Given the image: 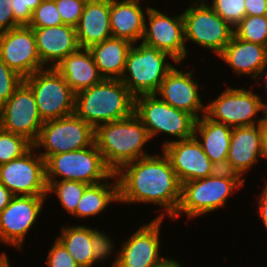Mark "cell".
I'll return each mask as SVG.
<instances>
[{
    "label": "cell",
    "instance_id": "1",
    "mask_svg": "<svg viewBox=\"0 0 267 267\" xmlns=\"http://www.w3.org/2000/svg\"><path fill=\"white\" fill-rule=\"evenodd\" d=\"M115 174L118 180V203H151L160 206L163 212L156 218H165V215L172 218L175 215L181 200L182 184L163 151L162 154L158 152L129 162Z\"/></svg>",
    "mask_w": 267,
    "mask_h": 267
},
{
    "label": "cell",
    "instance_id": "2",
    "mask_svg": "<svg viewBox=\"0 0 267 267\" xmlns=\"http://www.w3.org/2000/svg\"><path fill=\"white\" fill-rule=\"evenodd\" d=\"M94 139L106 165L114 173L129 162L152 155L143 149L151 138L135 113L98 126Z\"/></svg>",
    "mask_w": 267,
    "mask_h": 267
},
{
    "label": "cell",
    "instance_id": "3",
    "mask_svg": "<svg viewBox=\"0 0 267 267\" xmlns=\"http://www.w3.org/2000/svg\"><path fill=\"white\" fill-rule=\"evenodd\" d=\"M134 108L135 97L119 79H103L75 94L74 113L94 130L102 124L131 116Z\"/></svg>",
    "mask_w": 267,
    "mask_h": 267
},
{
    "label": "cell",
    "instance_id": "4",
    "mask_svg": "<svg viewBox=\"0 0 267 267\" xmlns=\"http://www.w3.org/2000/svg\"><path fill=\"white\" fill-rule=\"evenodd\" d=\"M244 182L239 175L219 169L211 176L183 183L180 204L171 219L175 221L183 213L193 219L225 207L230 195L244 187Z\"/></svg>",
    "mask_w": 267,
    "mask_h": 267
},
{
    "label": "cell",
    "instance_id": "5",
    "mask_svg": "<svg viewBox=\"0 0 267 267\" xmlns=\"http://www.w3.org/2000/svg\"><path fill=\"white\" fill-rule=\"evenodd\" d=\"M140 42L130 48L120 79L134 97L157 93L166 75L174 68L169 58L176 65L181 64L170 54Z\"/></svg>",
    "mask_w": 267,
    "mask_h": 267
},
{
    "label": "cell",
    "instance_id": "6",
    "mask_svg": "<svg viewBox=\"0 0 267 267\" xmlns=\"http://www.w3.org/2000/svg\"><path fill=\"white\" fill-rule=\"evenodd\" d=\"M46 180H74L97 184L115 180V173L106 165L95 142L79 150L50 156L45 161Z\"/></svg>",
    "mask_w": 267,
    "mask_h": 267
},
{
    "label": "cell",
    "instance_id": "7",
    "mask_svg": "<svg viewBox=\"0 0 267 267\" xmlns=\"http://www.w3.org/2000/svg\"><path fill=\"white\" fill-rule=\"evenodd\" d=\"M134 113L140 118L153 140L160 133L178 141L194 136L196 118L162 101L156 94L135 97Z\"/></svg>",
    "mask_w": 267,
    "mask_h": 267
},
{
    "label": "cell",
    "instance_id": "8",
    "mask_svg": "<svg viewBox=\"0 0 267 267\" xmlns=\"http://www.w3.org/2000/svg\"><path fill=\"white\" fill-rule=\"evenodd\" d=\"M190 1L182 12L185 43H195L218 56L230 43L233 27L208 5L209 0Z\"/></svg>",
    "mask_w": 267,
    "mask_h": 267
},
{
    "label": "cell",
    "instance_id": "9",
    "mask_svg": "<svg viewBox=\"0 0 267 267\" xmlns=\"http://www.w3.org/2000/svg\"><path fill=\"white\" fill-rule=\"evenodd\" d=\"M259 112H263V117L257 116ZM205 115L231 128L258 125L267 116V106L262 97L253 90L228 86L214 101L206 105Z\"/></svg>",
    "mask_w": 267,
    "mask_h": 267
},
{
    "label": "cell",
    "instance_id": "10",
    "mask_svg": "<svg viewBox=\"0 0 267 267\" xmlns=\"http://www.w3.org/2000/svg\"><path fill=\"white\" fill-rule=\"evenodd\" d=\"M95 130L75 113L44 121L33 147L46 161L50 156L91 146Z\"/></svg>",
    "mask_w": 267,
    "mask_h": 267
},
{
    "label": "cell",
    "instance_id": "11",
    "mask_svg": "<svg viewBox=\"0 0 267 267\" xmlns=\"http://www.w3.org/2000/svg\"><path fill=\"white\" fill-rule=\"evenodd\" d=\"M34 93L37 109L43 121L71 115L75 111V93L62 75L46 67L24 78Z\"/></svg>",
    "mask_w": 267,
    "mask_h": 267
},
{
    "label": "cell",
    "instance_id": "12",
    "mask_svg": "<svg viewBox=\"0 0 267 267\" xmlns=\"http://www.w3.org/2000/svg\"><path fill=\"white\" fill-rule=\"evenodd\" d=\"M0 184L14 196H47L44 158L32 147L23 156L0 165Z\"/></svg>",
    "mask_w": 267,
    "mask_h": 267
},
{
    "label": "cell",
    "instance_id": "13",
    "mask_svg": "<svg viewBox=\"0 0 267 267\" xmlns=\"http://www.w3.org/2000/svg\"><path fill=\"white\" fill-rule=\"evenodd\" d=\"M44 121L39 115L31 88L23 81L13 95L0 107V127L26 137L34 143Z\"/></svg>",
    "mask_w": 267,
    "mask_h": 267
},
{
    "label": "cell",
    "instance_id": "14",
    "mask_svg": "<svg viewBox=\"0 0 267 267\" xmlns=\"http://www.w3.org/2000/svg\"><path fill=\"white\" fill-rule=\"evenodd\" d=\"M47 196H14L0 212V243L22 250L23 242L43 210Z\"/></svg>",
    "mask_w": 267,
    "mask_h": 267
},
{
    "label": "cell",
    "instance_id": "15",
    "mask_svg": "<svg viewBox=\"0 0 267 267\" xmlns=\"http://www.w3.org/2000/svg\"><path fill=\"white\" fill-rule=\"evenodd\" d=\"M141 41L170 54L178 63H183L182 61L188 57L182 13L170 17L158 9L149 7Z\"/></svg>",
    "mask_w": 267,
    "mask_h": 267
},
{
    "label": "cell",
    "instance_id": "16",
    "mask_svg": "<svg viewBox=\"0 0 267 267\" xmlns=\"http://www.w3.org/2000/svg\"><path fill=\"white\" fill-rule=\"evenodd\" d=\"M164 218H154L131 234L121 245L110 267H154L164 256L160 255V229Z\"/></svg>",
    "mask_w": 267,
    "mask_h": 267
},
{
    "label": "cell",
    "instance_id": "17",
    "mask_svg": "<svg viewBox=\"0 0 267 267\" xmlns=\"http://www.w3.org/2000/svg\"><path fill=\"white\" fill-rule=\"evenodd\" d=\"M0 59L22 78L46 68L41 63L34 32L28 25L0 33Z\"/></svg>",
    "mask_w": 267,
    "mask_h": 267
},
{
    "label": "cell",
    "instance_id": "18",
    "mask_svg": "<svg viewBox=\"0 0 267 267\" xmlns=\"http://www.w3.org/2000/svg\"><path fill=\"white\" fill-rule=\"evenodd\" d=\"M161 147L181 184L203 179L219 170L204 153L201 144L194 136L180 141L166 140Z\"/></svg>",
    "mask_w": 267,
    "mask_h": 267
},
{
    "label": "cell",
    "instance_id": "19",
    "mask_svg": "<svg viewBox=\"0 0 267 267\" xmlns=\"http://www.w3.org/2000/svg\"><path fill=\"white\" fill-rule=\"evenodd\" d=\"M192 73L191 69L183 72L177 66L174 67L162 81L156 95H160L159 98L172 107L199 119L205 114L206 105L200 97L198 79H193Z\"/></svg>",
    "mask_w": 267,
    "mask_h": 267
},
{
    "label": "cell",
    "instance_id": "20",
    "mask_svg": "<svg viewBox=\"0 0 267 267\" xmlns=\"http://www.w3.org/2000/svg\"><path fill=\"white\" fill-rule=\"evenodd\" d=\"M262 157L260 124L232 128L226 171L244 179L248 170Z\"/></svg>",
    "mask_w": 267,
    "mask_h": 267
},
{
    "label": "cell",
    "instance_id": "21",
    "mask_svg": "<svg viewBox=\"0 0 267 267\" xmlns=\"http://www.w3.org/2000/svg\"><path fill=\"white\" fill-rule=\"evenodd\" d=\"M32 30L41 63L45 67L55 68L63 59L80 48L76 28L73 26L62 24Z\"/></svg>",
    "mask_w": 267,
    "mask_h": 267
},
{
    "label": "cell",
    "instance_id": "22",
    "mask_svg": "<svg viewBox=\"0 0 267 267\" xmlns=\"http://www.w3.org/2000/svg\"><path fill=\"white\" fill-rule=\"evenodd\" d=\"M218 58L228 64L237 77L251 76L256 81L267 65V46L241 40L233 35Z\"/></svg>",
    "mask_w": 267,
    "mask_h": 267
},
{
    "label": "cell",
    "instance_id": "23",
    "mask_svg": "<svg viewBox=\"0 0 267 267\" xmlns=\"http://www.w3.org/2000/svg\"><path fill=\"white\" fill-rule=\"evenodd\" d=\"M142 0H110V27L112 37L124 39L132 44L143 38L145 16Z\"/></svg>",
    "mask_w": 267,
    "mask_h": 267
},
{
    "label": "cell",
    "instance_id": "24",
    "mask_svg": "<svg viewBox=\"0 0 267 267\" xmlns=\"http://www.w3.org/2000/svg\"><path fill=\"white\" fill-rule=\"evenodd\" d=\"M75 28L80 48L88 49L111 38L110 0H87Z\"/></svg>",
    "mask_w": 267,
    "mask_h": 267
},
{
    "label": "cell",
    "instance_id": "25",
    "mask_svg": "<svg viewBox=\"0 0 267 267\" xmlns=\"http://www.w3.org/2000/svg\"><path fill=\"white\" fill-rule=\"evenodd\" d=\"M232 128L209 119L205 114L196 120L194 137L218 169L226 170Z\"/></svg>",
    "mask_w": 267,
    "mask_h": 267
},
{
    "label": "cell",
    "instance_id": "26",
    "mask_svg": "<svg viewBox=\"0 0 267 267\" xmlns=\"http://www.w3.org/2000/svg\"><path fill=\"white\" fill-rule=\"evenodd\" d=\"M55 69L62 75L75 94L100 83L104 79L87 48H79L76 52L68 55Z\"/></svg>",
    "mask_w": 267,
    "mask_h": 267
},
{
    "label": "cell",
    "instance_id": "27",
    "mask_svg": "<svg viewBox=\"0 0 267 267\" xmlns=\"http://www.w3.org/2000/svg\"><path fill=\"white\" fill-rule=\"evenodd\" d=\"M132 43L111 37L88 48L104 79H121Z\"/></svg>",
    "mask_w": 267,
    "mask_h": 267
},
{
    "label": "cell",
    "instance_id": "28",
    "mask_svg": "<svg viewBox=\"0 0 267 267\" xmlns=\"http://www.w3.org/2000/svg\"><path fill=\"white\" fill-rule=\"evenodd\" d=\"M112 202H119L118 180L115 174V181L108 182V179L93 185H89L81 199L79 200L75 213V218H89L99 215L106 208L112 205Z\"/></svg>",
    "mask_w": 267,
    "mask_h": 267
},
{
    "label": "cell",
    "instance_id": "29",
    "mask_svg": "<svg viewBox=\"0 0 267 267\" xmlns=\"http://www.w3.org/2000/svg\"><path fill=\"white\" fill-rule=\"evenodd\" d=\"M60 232L59 237L56 238L68 250L75 262L80 267H92V228L78 224L77 226H62Z\"/></svg>",
    "mask_w": 267,
    "mask_h": 267
},
{
    "label": "cell",
    "instance_id": "30",
    "mask_svg": "<svg viewBox=\"0 0 267 267\" xmlns=\"http://www.w3.org/2000/svg\"><path fill=\"white\" fill-rule=\"evenodd\" d=\"M47 198L49 194H56L62 208L72 216L75 213L77 204L85 189L89 186L87 183L74 180H46Z\"/></svg>",
    "mask_w": 267,
    "mask_h": 267
},
{
    "label": "cell",
    "instance_id": "31",
    "mask_svg": "<svg viewBox=\"0 0 267 267\" xmlns=\"http://www.w3.org/2000/svg\"><path fill=\"white\" fill-rule=\"evenodd\" d=\"M233 35L241 40L267 46L266 16H245L235 27Z\"/></svg>",
    "mask_w": 267,
    "mask_h": 267
},
{
    "label": "cell",
    "instance_id": "32",
    "mask_svg": "<svg viewBox=\"0 0 267 267\" xmlns=\"http://www.w3.org/2000/svg\"><path fill=\"white\" fill-rule=\"evenodd\" d=\"M32 147L33 143L26 137L0 127V165L23 156Z\"/></svg>",
    "mask_w": 267,
    "mask_h": 267
},
{
    "label": "cell",
    "instance_id": "33",
    "mask_svg": "<svg viewBox=\"0 0 267 267\" xmlns=\"http://www.w3.org/2000/svg\"><path fill=\"white\" fill-rule=\"evenodd\" d=\"M209 6L231 27H235L245 16L244 0H211Z\"/></svg>",
    "mask_w": 267,
    "mask_h": 267
},
{
    "label": "cell",
    "instance_id": "34",
    "mask_svg": "<svg viewBox=\"0 0 267 267\" xmlns=\"http://www.w3.org/2000/svg\"><path fill=\"white\" fill-rule=\"evenodd\" d=\"M60 13L54 0H42L33 11L32 18L28 24L31 28L53 27L62 25Z\"/></svg>",
    "mask_w": 267,
    "mask_h": 267
},
{
    "label": "cell",
    "instance_id": "35",
    "mask_svg": "<svg viewBox=\"0 0 267 267\" xmlns=\"http://www.w3.org/2000/svg\"><path fill=\"white\" fill-rule=\"evenodd\" d=\"M23 81L24 78L0 59V107L13 95Z\"/></svg>",
    "mask_w": 267,
    "mask_h": 267
},
{
    "label": "cell",
    "instance_id": "36",
    "mask_svg": "<svg viewBox=\"0 0 267 267\" xmlns=\"http://www.w3.org/2000/svg\"><path fill=\"white\" fill-rule=\"evenodd\" d=\"M91 248L93 253V265L98 264L108 257L110 258L115 249L114 241L107 233L92 228Z\"/></svg>",
    "mask_w": 267,
    "mask_h": 267
},
{
    "label": "cell",
    "instance_id": "37",
    "mask_svg": "<svg viewBox=\"0 0 267 267\" xmlns=\"http://www.w3.org/2000/svg\"><path fill=\"white\" fill-rule=\"evenodd\" d=\"M63 24L76 27L87 0H54Z\"/></svg>",
    "mask_w": 267,
    "mask_h": 267
},
{
    "label": "cell",
    "instance_id": "38",
    "mask_svg": "<svg viewBox=\"0 0 267 267\" xmlns=\"http://www.w3.org/2000/svg\"><path fill=\"white\" fill-rule=\"evenodd\" d=\"M48 250L47 267H80L64 245L56 238Z\"/></svg>",
    "mask_w": 267,
    "mask_h": 267
},
{
    "label": "cell",
    "instance_id": "39",
    "mask_svg": "<svg viewBox=\"0 0 267 267\" xmlns=\"http://www.w3.org/2000/svg\"><path fill=\"white\" fill-rule=\"evenodd\" d=\"M41 2L42 0H11L14 20L19 25H28L33 11Z\"/></svg>",
    "mask_w": 267,
    "mask_h": 267
},
{
    "label": "cell",
    "instance_id": "40",
    "mask_svg": "<svg viewBox=\"0 0 267 267\" xmlns=\"http://www.w3.org/2000/svg\"><path fill=\"white\" fill-rule=\"evenodd\" d=\"M18 26L14 20L11 0H0V33Z\"/></svg>",
    "mask_w": 267,
    "mask_h": 267
},
{
    "label": "cell",
    "instance_id": "41",
    "mask_svg": "<svg viewBox=\"0 0 267 267\" xmlns=\"http://www.w3.org/2000/svg\"><path fill=\"white\" fill-rule=\"evenodd\" d=\"M247 16H266L267 0H244Z\"/></svg>",
    "mask_w": 267,
    "mask_h": 267
},
{
    "label": "cell",
    "instance_id": "42",
    "mask_svg": "<svg viewBox=\"0 0 267 267\" xmlns=\"http://www.w3.org/2000/svg\"><path fill=\"white\" fill-rule=\"evenodd\" d=\"M258 196V201L256 204L257 206V214L259 215V218L263 221V226L267 229V181L264 185L263 191L260 192Z\"/></svg>",
    "mask_w": 267,
    "mask_h": 267
},
{
    "label": "cell",
    "instance_id": "43",
    "mask_svg": "<svg viewBox=\"0 0 267 267\" xmlns=\"http://www.w3.org/2000/svg\"><path fill=\"white\" fill-rule=\"evenodd\" d=\"M13 197V193L3 184H0V212L9 205Z\"/></svg>",
    "mask_w": 267,
    "mask_h": 267
},
{
    "label": "cell",
    "instance_id": "44",
    "mask_svg": "<svg viewBox=\"0 0 267 267\" xmlns=\"http://www.w3.org/2000/svg\"><path fill=\"white\" fill-rule=\"evenodd\" d=\"M262 157L267 159V116L260 123Z\"/></svg>",
    "mask_w": 267,
    "mask_h": 267
},
{
    "label": "cell",
    "instance_id": "45",
    "mask_svg": "<svg viewBox=\"0 0 267 267\" xmlns=\"http://www.w3.org/2000/svg\"><path fill=\"white\" fill-rule=\"evenodd\" d=\"M154 267H183V266H181L176 259H173V257L172 258L164 257Z\"/></svg>",
    "mask_w": 267,
    "mask_h": 267
},
{
    "label": "cell",
    "instance_id": "46",
    "mask_svg": "<svg viewBox=\"0 0 267 267\" xmlns=\"http://www.w3.org/2000/svg\"><path fill=\"white\" fill-rule=\"evenodd\" d=\"M260 78L262 79V81H265L264 82V88H265V92L267 94V65L262 69V71L259 73L257 79H256V82H257V85L260 86L258 83H259V80ZM265 79V80H264ZM267 98V97H266ZM263 103L267 106V101H263Z\"/></svg>",
    "mask_w": 267,
    "mask_h": 267
},
{
    "label": "cell",
    "instance_id": "47",
    "mask_svg": "<svg viewBox=\"0 0 267 267\" xmlns=\"http://www.w3.org/2000/svg\"><path fill=\"white\" fill-rule=\"evenodd\" d=\"M0 267H11L8 256L4 251L0 253Z\"/></svg>",
    "mask_w": 267,
    "mask_h": 267
}]
</instances>
